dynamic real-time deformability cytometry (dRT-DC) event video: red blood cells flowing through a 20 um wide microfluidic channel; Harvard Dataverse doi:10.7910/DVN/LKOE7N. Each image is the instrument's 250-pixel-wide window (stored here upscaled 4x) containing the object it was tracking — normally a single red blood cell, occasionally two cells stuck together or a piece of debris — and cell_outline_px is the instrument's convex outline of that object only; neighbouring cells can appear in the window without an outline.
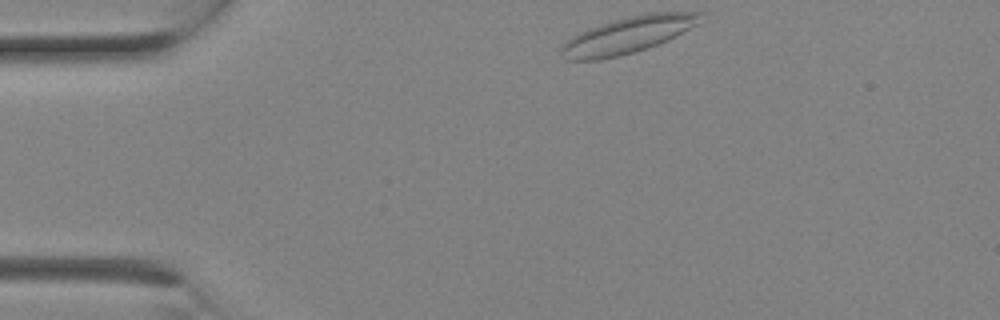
{"species": "Egyptian fruit bat (a non-hibernating species)", "species_latin": "Rousettus aegyptiacus", "temperature_condition": "room temperature", "stored_images_in_passage": 1, "camera_frame_rate_fps": 3000, "um_per_image_px": 0.085, "animal": {"sex": "female"}, "frame": {"image": 1, "passage_image": 1, "time_ms": 0.0, "image_size_px": [1000, 320], "cell_outline_px": [[704, 12], [700, 24], [668, 40], [620, 56], [600, 60], [564, 60], [560, 56], [560, 44], [572, 36], [588, 28], [612, 20], [628, 16], [648, 12]], "centroid_in_image_um": [53.34, 2.97], "position_along_channel_um": 31.7, "area_um2": 29.94}}